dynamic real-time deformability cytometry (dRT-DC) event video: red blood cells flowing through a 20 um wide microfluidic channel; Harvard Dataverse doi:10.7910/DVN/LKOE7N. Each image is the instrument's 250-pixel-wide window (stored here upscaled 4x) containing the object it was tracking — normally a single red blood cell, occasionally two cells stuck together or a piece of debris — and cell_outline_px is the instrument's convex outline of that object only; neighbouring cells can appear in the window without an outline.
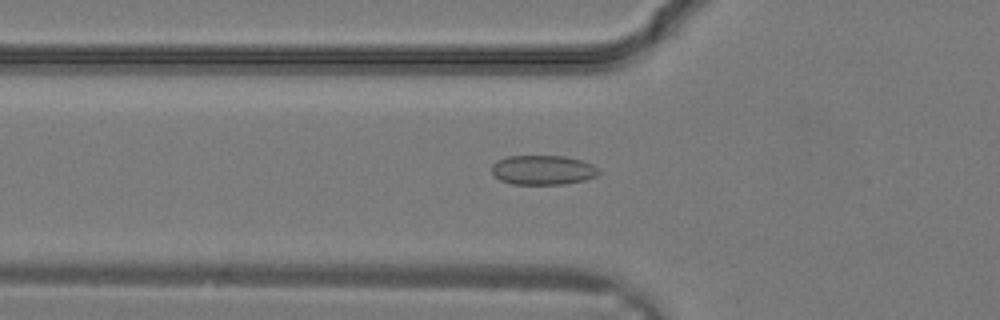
{"species": "common noctule bat (a hibernating species)", "species_latin": "Nyctalus noctula", "temperature_condition": "warm", "stored_images_in_passage": 22, "camera_frame_rate_fps": 3000, "um_per_image_px": 0.085, "animal": {"sex": "male", "body_mass_g": 19.2, "forearm_length_mm": 51.8}, "frame": {"image": 1, "passage_image": 2, "time_ms": 0.333, "image_size_px": [1000, 320], "cell_outline_px": [[600, 172], [596, 176], [584, 180], [564, 184], [512, 184], [500, 180], [492, 172], [492, 164], [496, 160], [508, 156], [564, 156], [580, 160], [592, 164], [600, 168]], "centroid_in_image_um": [46.15, 14.45], "position_along_channel_um": 79.7, "area_um2": 18.44}}
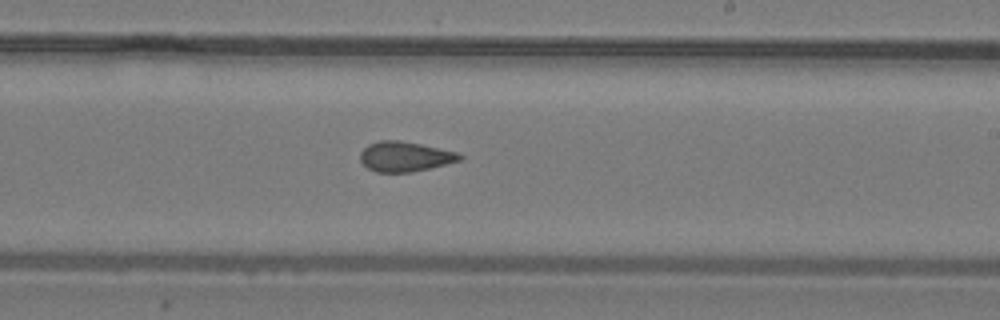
{"frame": {"image": 2, "passage_image": 10, "time_ms": 3.0, "image_size_px": [1000, 320], "cell_outline_px": [[464, 156], [460, 160], [412, 172], [376, 172], [368, 168], [360, 160], [360, 152], [368, 144], [380, 140], [400, 140], [420, 144], [456, 152]], "centroid_in_image_um": [34.38, 13.3], "position_along_channel_um": 254.6, "area_um2": 17.17}}
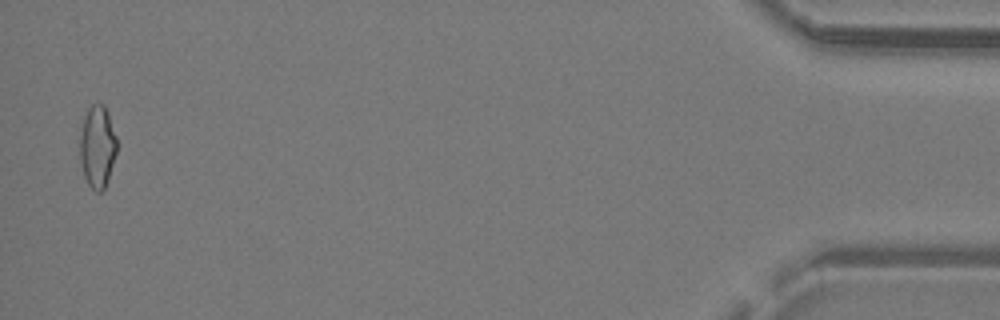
{"frame": {"image": 3, "passage_image": 22, "time_ms": 7.0, "image_size_px": [1000, 320], "cell_outline_px": [[116, 152], [104, 188], [100, 192], [96, 192], [88, 184], [84, 176], [80, 160], [80, 136], [84, 116], [88, 108], [92, 104], [104, 104], [108, 112], [116, 136]], "centroid_in_image_um": [8.26, 12.43], "position_along_channel_um": 426.9, "area_um2": 17.46}}